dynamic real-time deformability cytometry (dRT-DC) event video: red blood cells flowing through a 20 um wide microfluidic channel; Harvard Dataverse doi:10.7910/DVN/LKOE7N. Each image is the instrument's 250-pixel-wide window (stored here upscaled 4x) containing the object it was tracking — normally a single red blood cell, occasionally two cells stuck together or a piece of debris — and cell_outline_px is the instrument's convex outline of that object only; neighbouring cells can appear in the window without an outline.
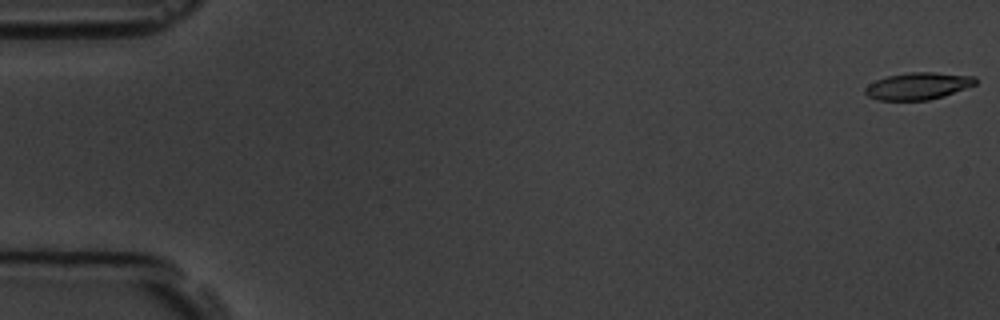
{"species": "common noctule bat (a hibernating species)", "species_latin": "Nyctalus noctula", "temperature_condition": "room temperature", "stored_images_in_passage": 5, "camera_frame_rate_fps": 3000, "um_per_image_px": 0.085, "animal": {"sex": "male", "body_mass_g": 19.5, "forearm_length_mm": 54.6}, "frame": {"image": 1, "passage_image": 1, "time_ms": 0.0, "image_size_px": [1000, 320], "cell_outline_px": [[976, 84], [944, 96], [928, 100], [876, 100], [868, 96], [864, 92], [864, 88], [868, 84], [876, 80], [888, 76], [908, 72], [932, 72], [976, 76]], "centroid_in_image_um": [78.01, 7.31], "position_along_channel_um": 7.0, "area_um2": 17.4}}
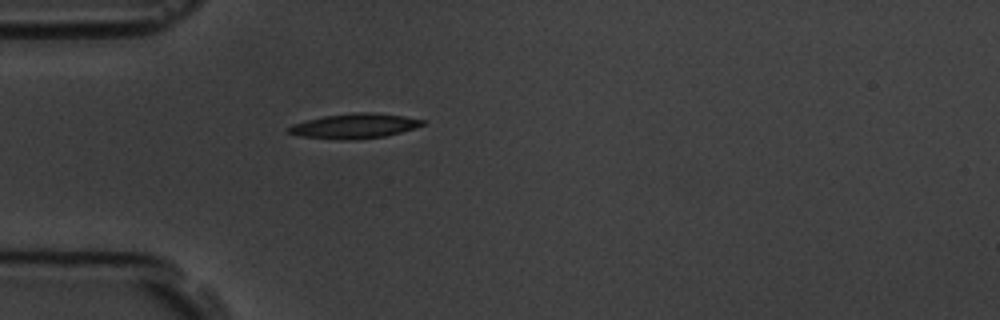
{"frame": {"image": 2, "passage_image": 5, "time_ms": 5.333, "image_size_px": [1000, 320], "cell_outline_px": [[428, 120], [424, 124], [416, 128], [384, 136], [352, 140], [340, 140], [300, 136], [288, 132], [288, 128], [292, 124], [324, 116], [356, 112], [376, 112], [404, 116]], "centroid_in_image_um": [30.18, 10.7], "position_along_channel_um": 54.8, "area_um2": 19.42}}